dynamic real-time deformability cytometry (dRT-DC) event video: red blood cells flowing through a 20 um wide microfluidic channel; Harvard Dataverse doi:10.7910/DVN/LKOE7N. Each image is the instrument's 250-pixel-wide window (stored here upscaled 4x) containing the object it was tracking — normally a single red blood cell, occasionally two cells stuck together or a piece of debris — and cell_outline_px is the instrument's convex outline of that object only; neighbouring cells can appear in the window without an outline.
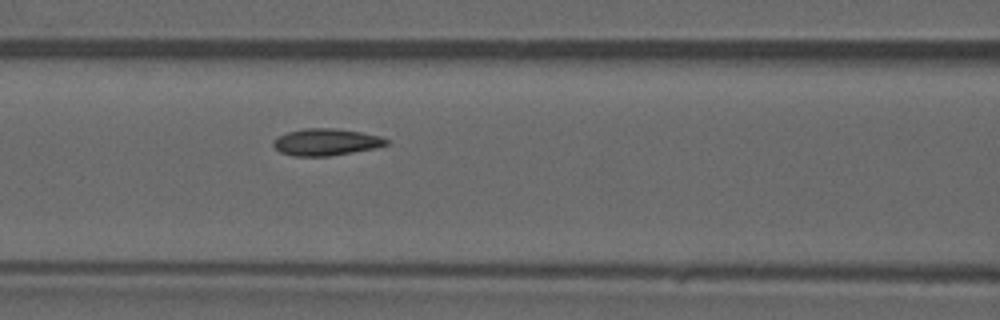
{"species": "common noctule bat (a hibernating species)", "species_latin": "Nyctalus noctula", "temperature_condition": "warm", "stored_images_in_passage": 47, "camera_frame_rate_fps": 3000, "um_per_image_px": 0.085, "animal": {"sex": "male", "forearm_length_mm": 52.5}, "frame": {"image": 1, "passage_image": 21, "time_ms": 6.667, "image_size_px": [1000, 320], "cell_outline_px": [[388, 144], [376, 148], [328, 156], [292, 156], [280, 152], [272, 144], [272, 140], [276, 136], [288, 132], [304, 128], [336, 128], [360, 132], [380, 136], [388, 140]], "centroid_in_image_um": [27.67, 12.07], "position_along_channel_um": 138.9, "area_um2": 17.74}}